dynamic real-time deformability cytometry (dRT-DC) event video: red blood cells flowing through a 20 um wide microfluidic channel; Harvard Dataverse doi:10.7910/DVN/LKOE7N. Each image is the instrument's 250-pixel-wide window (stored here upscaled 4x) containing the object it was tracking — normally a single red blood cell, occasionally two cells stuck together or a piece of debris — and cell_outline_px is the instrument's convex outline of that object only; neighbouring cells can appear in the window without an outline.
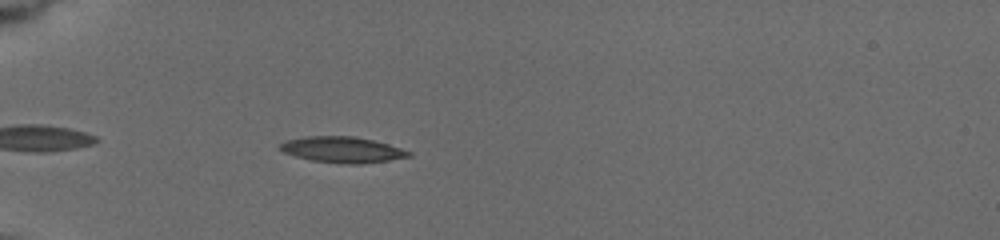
{"species": "common noctule bat (a hibernating species)", "species_latin": "Nyctalus noctula", "temperature_condition": "cold", "stored_images_in_passage": 11, "camera_frame_rate_fps": 3000, "um_per_image_px": 0.085, "animal": {"sex": "female", "body_mass_g": 19.5, "forearm_length_mm": 54.1}, "frame": {"image": 1, "passage_image": 9, "time_ms": 1.667, "image_size_px": [1000, 240], "cell_outline_px": [[412, 156], [388, 160], [360, 164], [352, 164], [312, 160], [296, 156], [284, 152], [280, 148], [280, 144], [288, 140], [304, 136], [352, 136], [372, 140], [388, 144], [412, 152]], "centroid_in_image_um": [29.12, 12.72], "position_along_channel_um": 55.9, "area_um2": 19.07}}